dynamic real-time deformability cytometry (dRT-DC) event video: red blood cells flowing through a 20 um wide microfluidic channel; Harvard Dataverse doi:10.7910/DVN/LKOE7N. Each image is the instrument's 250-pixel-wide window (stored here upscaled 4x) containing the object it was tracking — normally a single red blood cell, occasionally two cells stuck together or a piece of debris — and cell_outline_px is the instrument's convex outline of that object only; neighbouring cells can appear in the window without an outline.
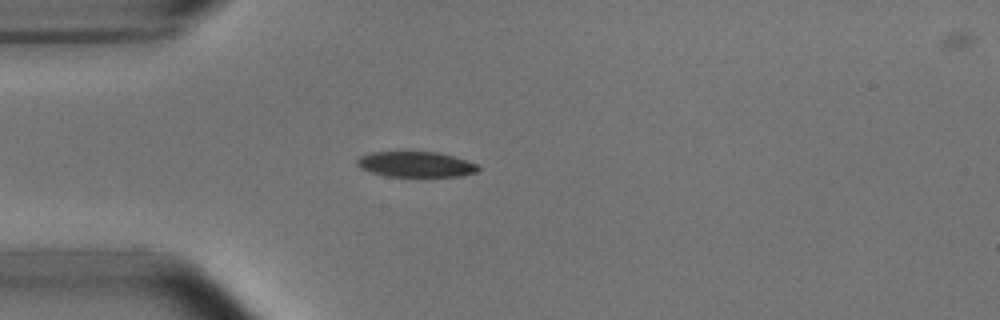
{"species": "common noctule bat (a hibernating species)", "species_latin": "Nyctalus noctula", "temperature_condition": "room temperature", "stored_images_in_passage": 40, "camera_frame_rate_fps": 3000, "um_per_image_px": 0.085, "animal": {"sex": "male", "body_mass_g": 15.6}, "frame": {"image": 1, "passage_image": 1, "time_ms": 0.0, "image_size_px": [1000, 320], "cell_outline_px": [[480, 172], [460, 176], [388, 176], [372, 172], [360, 168], [356, 164], [356, 160], [360, 156], [372, 152], [440, 152], [476, 164], [480, 168]], "centroid_in_image_um": [35.35, 13.97], "position_along_channel_um": 49.7, "area_um2": 17.86}}
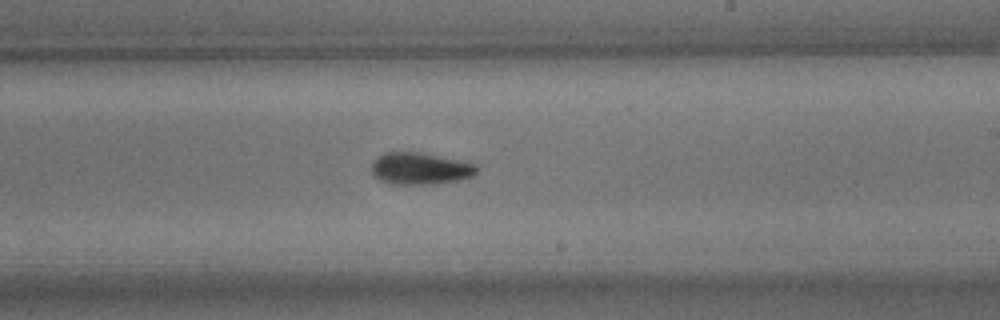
{"frame": {"image": 2, "passage_image": 18, "time_ms": 5.667, "image_size_px": [1000, 320], "cell_outline_px": [[476, 172], [472, 176], [460, 180], [436, 184], [388, 184], [380, 180], [372, 172], [372, 160], [376, 156], [384, 152], [420, 152], [476, 164]], "centroid_in_image_um": [35.67, 14.33], "position_along_channel_um": 253.3, "area_um2": 19.59}}
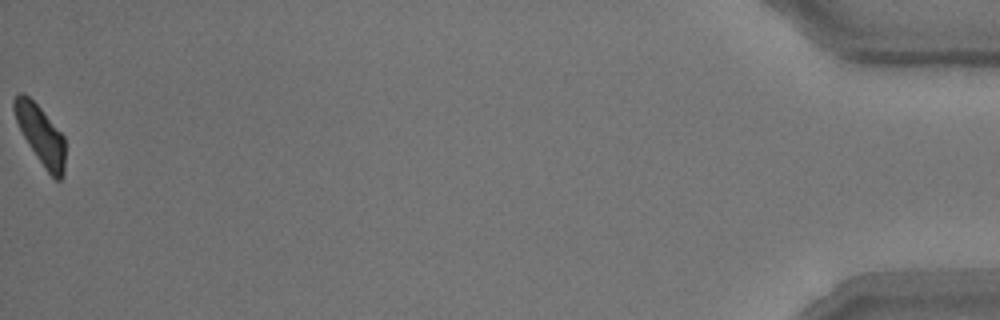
{"frame": {"image": 3, "passage_image": 40, "time_ms": 13.0, "image_size_px": [1000, 320], "cell_outline_px": [[64, 176], [60, 180], [56, 180], [44, 168], [28, 144], [16, 120], [12, 108], [12, 100], [20, 92], [24, 92], [40, 108], [64, 136]], "centroid_in_image_um": [3.44, 11.46], "position_along_channel_um": 431.8, "area_um2": 17.28}, "authors_computed_cell_mechanics": {"area_um2": 19.074, "velocity_mm_per_s": 3.7647, "shape_relaxation_time_tau1_ms": 3.1394, "shape_relaxation_time_tau2_ms": 3.4335, "deformation_change_tau1": 0.1369, "deformation_change_tau2": 0.0856}}